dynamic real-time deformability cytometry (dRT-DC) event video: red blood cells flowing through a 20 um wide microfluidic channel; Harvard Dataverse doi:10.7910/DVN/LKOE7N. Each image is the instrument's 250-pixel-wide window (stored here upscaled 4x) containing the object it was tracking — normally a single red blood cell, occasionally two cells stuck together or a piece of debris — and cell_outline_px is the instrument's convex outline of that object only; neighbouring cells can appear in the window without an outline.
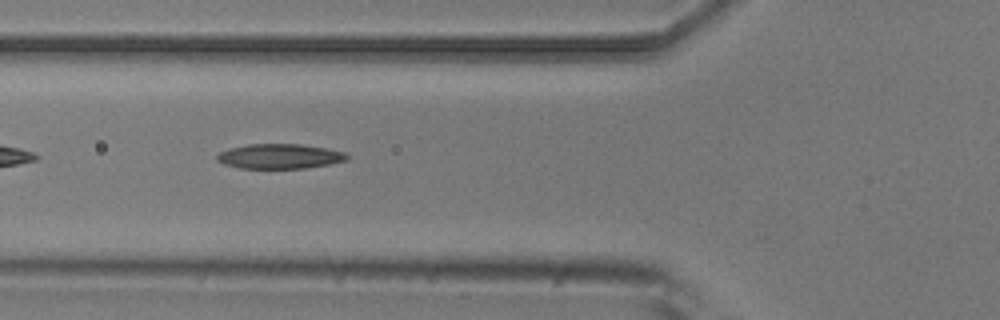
{"species": "common noctule bat (a hibernating species)", "species_latin": "Nyctalus noctula", "temperature_condition": "room temperature", "stored_images_in_passage": 5, "camera_frame_rate_fps": 3000, "um_per_image_px": 0.085, "animal": {"sex": "male", "body_mass_g": 20.5, "forearm_length_mm": 52.5}, "frame": {"image": 1, "passage_image": 4, "time_ms": 1.0, "image_size_px": [1000, 320], "cell_outline_px": [[348, 160], [328, 164], [304, 168], [240, 168], [224, 164], [216, 160], [216, 156], [220, 152], [228, 148], [248, 144], [300, 144], [324, 148], [344, 152], [348, 156]], "centroid_in_image_um": [23.73, 13.28], "position_along_channel_um": 102.1, "area_um2": 18.67}}
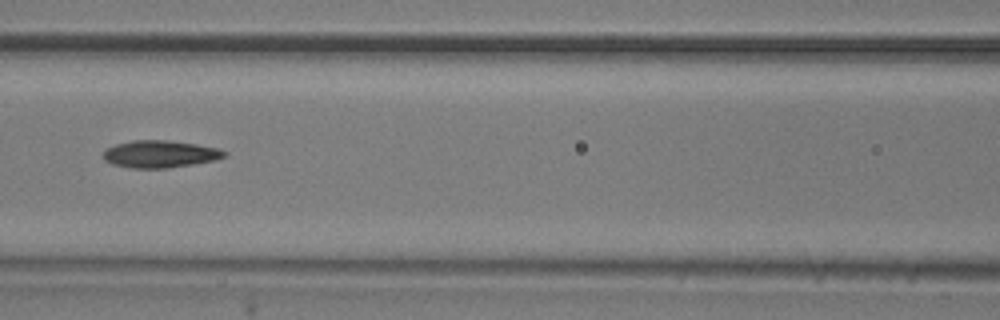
{"frame": {"image": 2, "passage_image": 5, "time_ms": 1.333, "image_size_px": [1000, 320], "cell_outline_px": [[228, 152], [224, 156], [216, 160], [168, 168], [132, 168], [112, 164], [104, 160], [104, 152], [108, 148], [116, 144], [132, 140], [168, 140], [196, 144], [220, 148]], "centroid_in_image_um": [13.63, 13.09], "position_along_channel_um": 153.0, "area_um2": 19.19}}